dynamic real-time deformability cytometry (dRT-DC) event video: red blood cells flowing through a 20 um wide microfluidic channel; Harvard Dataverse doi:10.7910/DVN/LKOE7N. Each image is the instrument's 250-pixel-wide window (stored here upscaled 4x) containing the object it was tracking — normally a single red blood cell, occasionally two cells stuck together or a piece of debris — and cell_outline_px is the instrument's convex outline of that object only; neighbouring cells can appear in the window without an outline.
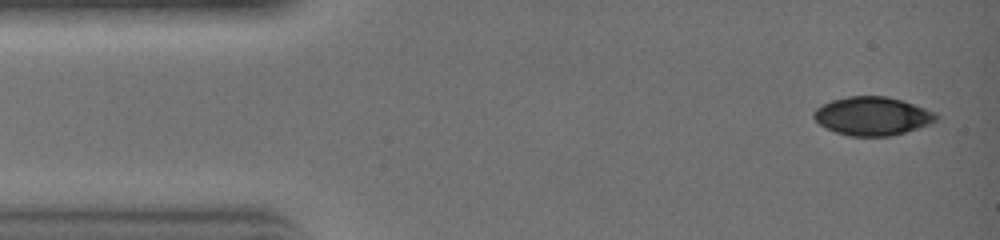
{"species": "common noctule bat (a hibernating species)", "species_latin": "Nyctalus noctula", "temperature_condition": "warm", "stored_images_in_passage": 22, "camera_frame_rate_fps": 3000, "um_per_image_px": 0.085, "animal": {"sex": "female", "body_mass_g": 19.0, "forearm_length_mm": 51.5}, "frame": {"image": 1, "passage_image": 2, "time_ms": 0.333, "image_size_px": [1000, 240], "cell_outline_px": [[940, 116], [936, 120], [928, 124], [892, 136], [848, 136], [836, 132], [820, 124], [812, 116], [812, 112], [816, 108], [832, 100], [848, 96], [884, 96], [900, 100], [924, 108]], "centroid_in_image_um": [74.11, 9.87], "position_along_channel_um": 10.9, "area_um2": 27.05}}
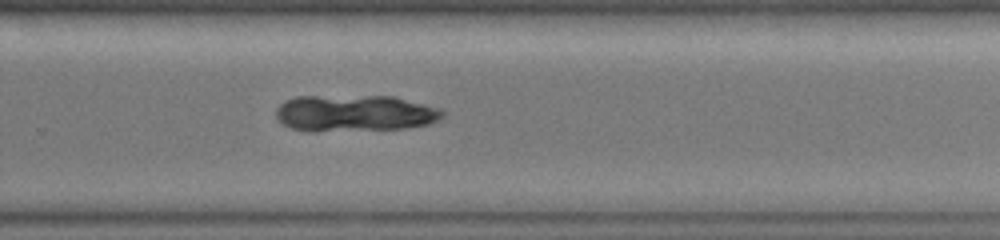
{"frame": {"image": 2, "passage_image": 20, "time_ms": 6.333, "image_size_px": [1000, 240], "cell_outline_px": [[444, 116], [428, 124], [404, 128], [316, 132], [312, 132], [292, 128], [276, 120], [276, 108], [284, 100], [296, 96], [392, 96], [440, 108], [444, 112]], "centroid_in_image_um": [30.09, 9.62], "position_along_channel_um": 299.7, "area_um2": 35.66}}
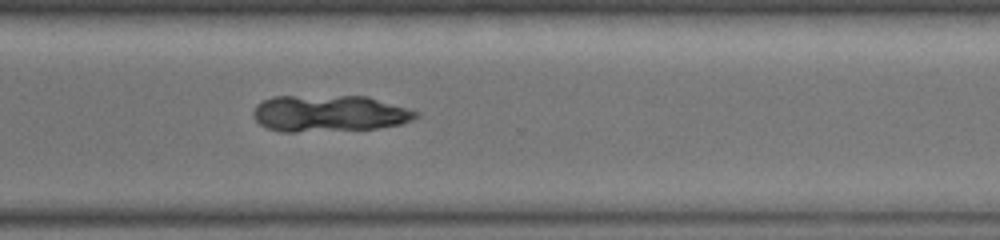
{"frame": {"image": 3, "passage_image": 22, "time_ms": 7.0, "image_size_px": [1000, 240], "cell_outline_px": [[420, 116], [412, 120], [400, 124], [376, 128], [296, 132], [280, 132], [268, 128], [260, 124], [252, 116], [252, 112], [256, 104], [272, 96], [368, 96], [420, 112]], "centroid_in_image_um": [27.97, 9.64], "position_along_channel_um": 342.6, "area_um2": 34.8}}